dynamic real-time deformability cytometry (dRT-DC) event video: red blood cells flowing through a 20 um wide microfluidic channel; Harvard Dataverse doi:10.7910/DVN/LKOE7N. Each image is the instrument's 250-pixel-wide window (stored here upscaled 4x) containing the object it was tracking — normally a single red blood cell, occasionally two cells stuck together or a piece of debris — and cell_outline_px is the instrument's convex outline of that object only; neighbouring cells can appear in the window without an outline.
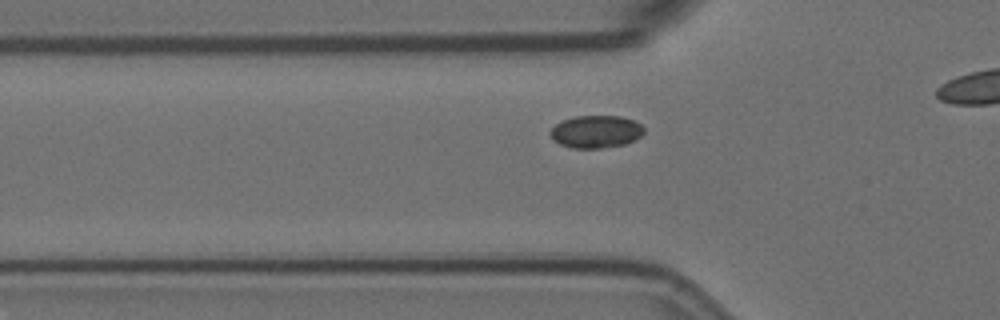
{"species": "Egyptian fruit bat (a non-hibernating species)", "species_latin": "Rousettus aegyptiacus", "temperature_condition": "room temperature", "stored_images_in_passage": 19, "camera_frame_rate_fps": 3000, "um_per_image_px": 0.085, "animal": {"sex": "female"}, "frame": {"image": 1, "passage_image": 6, "time_ms": 1.667, "image_size_px": [1000, 320], "cell_outline_px": [[644, 132], [640, 136], [624, 144], [600, 148], [572, 148], [560, 144], [548, 132], [556, 124], [564, 120], [576, 116], [620, 116], [632, 120], [640, 124], [644, 128]], "centroid_in_image_um": [50.65, 11.19], "position_along_channel_um": 75.1, "area_um2": 17.46}}
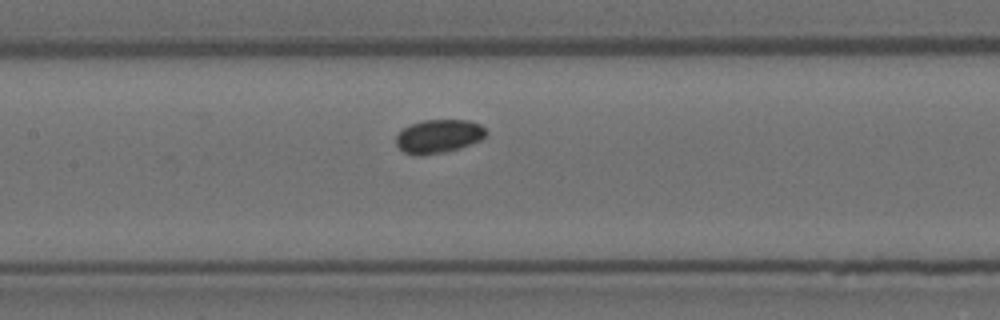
{"frame": {"image": 2, "passage_image": 14, "time_ms": 4.333, "image_size_px": [1000, 320], "cell_outline_px": [[488, 132], [480, 140], [460, 148], [444, 152], [404, 152], [396, 144], [396, 136], [404, 128], [420, 120], [468, 120], [480, 124]], "centroid_in_image_um": [37.33, 11.53], "position_along_channel_um": 170.1, "area_um2": 16.94}}
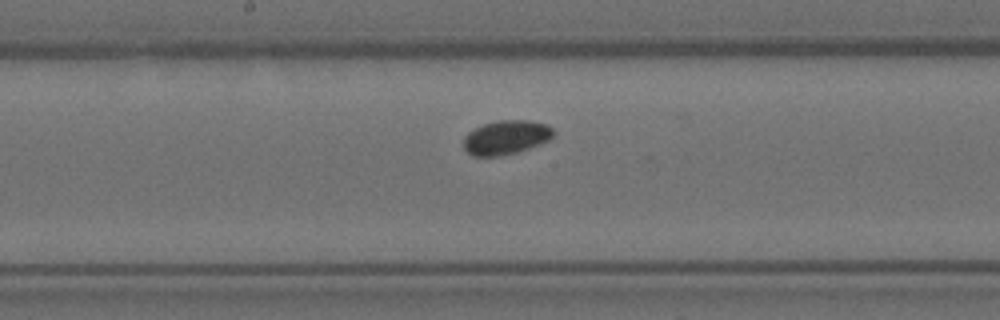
{"frame": {"image": 3, "passage_image": 17, "time_ms": 5.333, "image_size_px": [1000, 320], "cell_outline_px": [[556, 132], [548, 140], [540, 144], [516, 152], [500, 156], [472, 156], [464, 148], [464, 136], [468, 132], [484, 124], [500, 120], [528, 120], [548, 124]], "centroid_in_image_um": [43.03, 11.67], "position_along_channel_um": 205.2, "area_um2": 17.8}}